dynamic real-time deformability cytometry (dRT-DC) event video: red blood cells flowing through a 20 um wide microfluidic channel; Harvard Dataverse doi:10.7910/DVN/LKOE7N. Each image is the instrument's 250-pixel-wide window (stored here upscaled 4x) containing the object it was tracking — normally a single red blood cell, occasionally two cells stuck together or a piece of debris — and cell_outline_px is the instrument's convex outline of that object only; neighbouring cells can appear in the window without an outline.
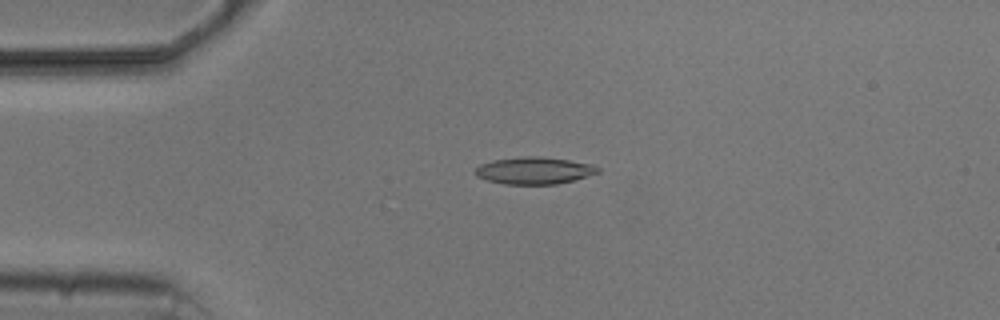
{"species": "common noctule bat (a hibernating species)", "species_latin": "Nyctalus noctula", "temperature_condition": "cold", "stored_images_in_passage": 9, "camera_frame_rate_fps": 3000, "um_per_image_px": 0.085, "animal": {"sex": "male", "body_mass_g": 20.5, "forearm_length_mm": 52.5}, "frame": {"image": 1, "passage_image": 4, "time_ms": 3.333, "image_size_px": [1000, 320], "cell_outline_px": [[600, 172], [572, 180], [556, 184], [504, 184], [488, 180], [476, 176], [472, 172], [480, 164], [492, 160], [520, 156], [540, 156], [568, 160], [592, 164], [600, 168]], "centroid_in_image_um": [45.37, 14.49], "position_along_channel_um": 39.6, "area_um2": 19.36}}
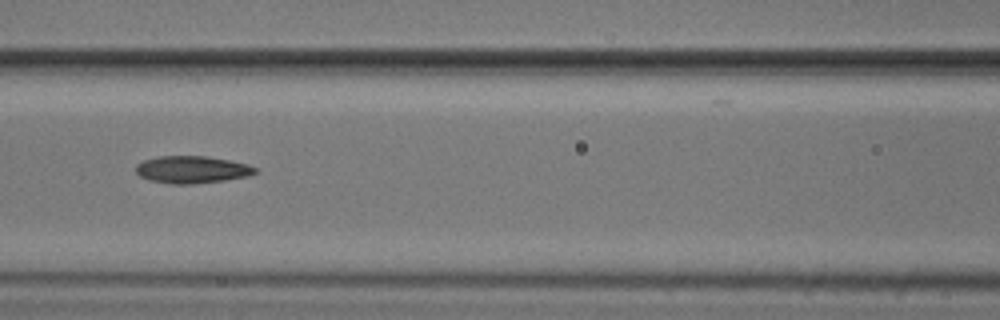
{"frame": {"image": 2, "passage_image": 7, "time_ms": 7.0, "image_size_px": [1000, 320], "cell_outline_px": [[260, 172], [248, 176], [224, 180], [192, 184], [168, 184], [148, 180], [140, 176], [136, 172], [136, 164], [144, 160], [160, 156], [208, 156], [248, 164], [256, 168]], "centroid_in_image_um": [16.32, 14.42], "position_along_channel_um": 150.3, "area_um2": 19.07}}
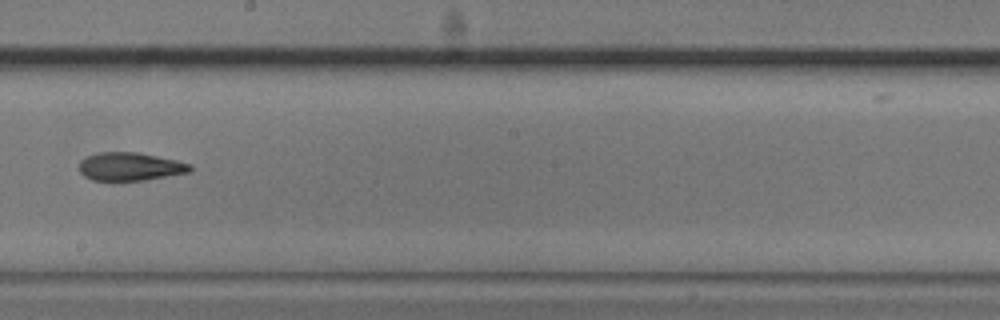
{"frame": {"image": 3, "passage_image": 9, "time_ms": 9.333, "image_size_px": [1000, 320], "cell_outline_px": [[192, 172], [144, 180], [92, 180], [84, 176], [80, 172], [80, 160], [96, 152], [136, 152], [176, 160], [192, 164]], "centroid_in_image_um": [11.08, 14.15], "position_along_channel_um": 237.1, "area_um2": 18.21}}